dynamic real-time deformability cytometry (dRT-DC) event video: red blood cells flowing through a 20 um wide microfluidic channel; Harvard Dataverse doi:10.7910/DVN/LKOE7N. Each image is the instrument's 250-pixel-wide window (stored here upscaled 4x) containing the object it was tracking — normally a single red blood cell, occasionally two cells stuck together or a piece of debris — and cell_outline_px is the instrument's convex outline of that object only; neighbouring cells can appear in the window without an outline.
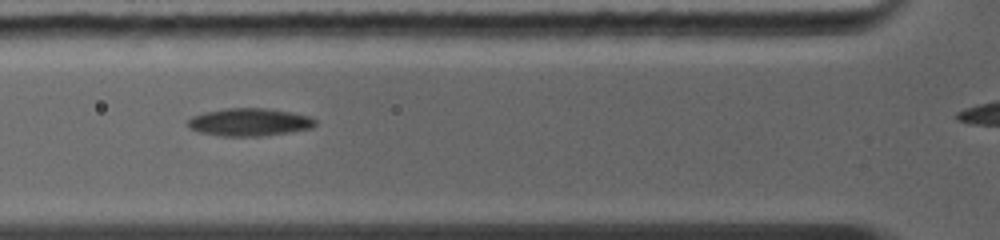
{"species": "common noctule bat (a hibernating species)", "species_latin": "Nyctalus noctula", "temperature_condition": "warm", "stored_images_in_passage": 13, "camera_frame_rate_fps": 5000, "um_per_image_px": 0.085, "animal": {"sex": "female", "body_mass_g": 19.0, "forearm_length_mm": 56.7}, "frame": {"image": 1, "passage_image": 4, "time_ms": 2.8, "image_size_px": [1000, 240], "cell_outline_px": [[316, 124], [312, 128], [288, 132], [260, 136], [220, 136], [200, 132], [192, 128], [188, 124], [188, 120], [192, 116], [204, 112], [224, 108], [264, 108], [292, 112], [312, 116], [316, 120]], "centroid_in_image_um": [21.23, 10.37], "position_along_channel_um": 104.6, "area_um2": 20.58}}
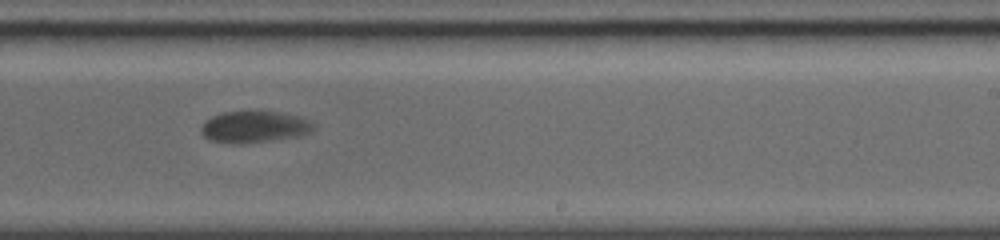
{"frame": {"image": 2, "passage_image": 8, "time_ms": 6.6, "image_size_px": [1000, 240], "cell_outline_px": [[312, 132], [300, 136], [240, 144], [232, 144], [208, 140], [200, 132], [200, 124], [204, 120], [212, 116], [224, 112], [280, 112], [312, 120]], "centroid_in_image_um": [21.56, 10.8], "position_along_channel_um": 267.4, "area_um2": 20.75}}
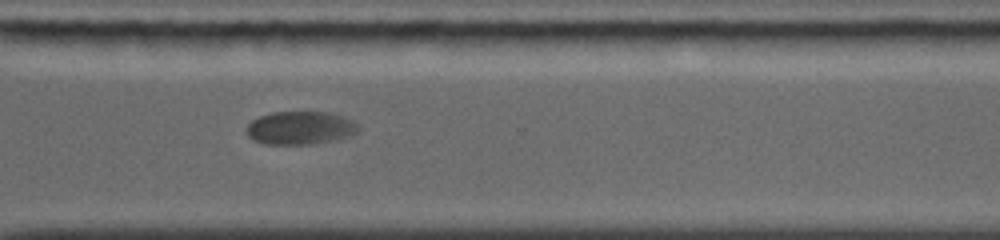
{"frame": {"image": 3, "passage_image": 10, "time_ms": 8.4, "image_size_px": [1000, 240], "cell_outline_px": [[360, 128], [356, 132], [348, 136], [336, 140], [312, 144], [264, 144], [248, 136], [248, 124], [252, 120], [260, 116], [272, 112], [328, 112], [352, 120]], "centroid_in_image_um": [25.52, 10.87], "position_along_channel_um": 345.1, "area_um2": 21.39}, "authors_computed_cell_mechanics": {"area_um2": 21.3282, "velocity_mm_per_s": 4.2867, "shape_relaxation_time_tau1_ms": 8.7726, "shape_relaxation_time_tau2_ms": 0.0691, "deformation_change_tau1": 0.2498, "deformation_change_tau2": 0.027}}